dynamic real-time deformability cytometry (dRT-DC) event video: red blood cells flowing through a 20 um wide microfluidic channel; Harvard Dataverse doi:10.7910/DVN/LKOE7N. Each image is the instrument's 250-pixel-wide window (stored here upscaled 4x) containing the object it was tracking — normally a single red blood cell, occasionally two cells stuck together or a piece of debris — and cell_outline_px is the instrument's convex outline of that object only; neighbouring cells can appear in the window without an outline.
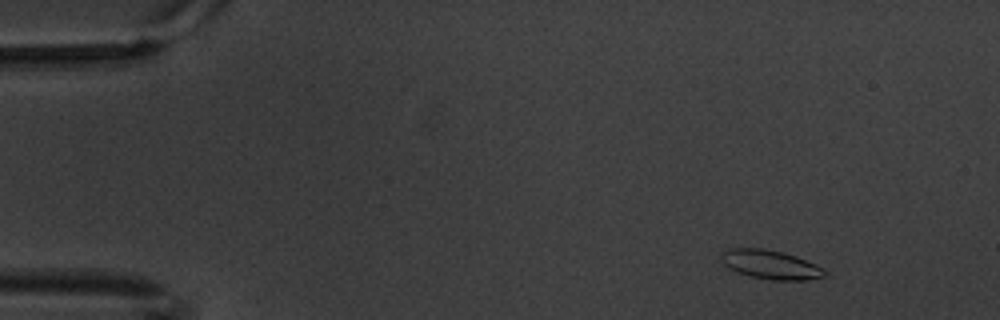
{"species": "common noctule bat (a hibernating species)", "species_latin": "Nyctalus noctula", "temperature_condition": "warm", "stored_images_in_passage": 5, "camera_frame_rate_fps": 3000, "um_per_image_px": 0.085, "animal": {"sex": "male", "body_mass_g": 20.1, "forearm_length_mm": 53.5}, "frame": {"image": 1, "passage_image": 1, "time_ms": 0.0, "image_size_px": [1000, 320], "cell_outline_px": [[828, 272], [824, 276], [808, 280], [772, 280], [752, 276], [736, 272], [728, 268], [720, 260], [720, 256], [724, 252], [732, 248], [764, 248], [796, 256], [816, 264], [824, 268]], "centroid_in_image_um": [65.51, 22.49], "position_along_channel_um": 19.5, "area_um2": 17.46}}
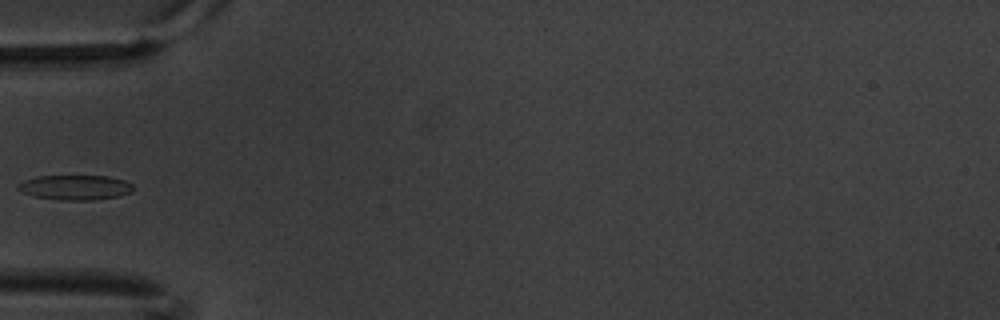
{"frame": {"image": 2, "passage_image": 5, "time_ms": 1.333, "image_size_px": [1000, 320], "cell_outline_px": [[136, 188], [132, 192], [120, 196], [92, 200], [60, 200], [32, 196], [16, 188], [24, 180], [36, 176], [108, 176], [124, 180], [132, 184]], "centroid_in_image_um": [6.44, 15.93], "position_along_channel_um": 78.6, "area_um2": 16.76}}